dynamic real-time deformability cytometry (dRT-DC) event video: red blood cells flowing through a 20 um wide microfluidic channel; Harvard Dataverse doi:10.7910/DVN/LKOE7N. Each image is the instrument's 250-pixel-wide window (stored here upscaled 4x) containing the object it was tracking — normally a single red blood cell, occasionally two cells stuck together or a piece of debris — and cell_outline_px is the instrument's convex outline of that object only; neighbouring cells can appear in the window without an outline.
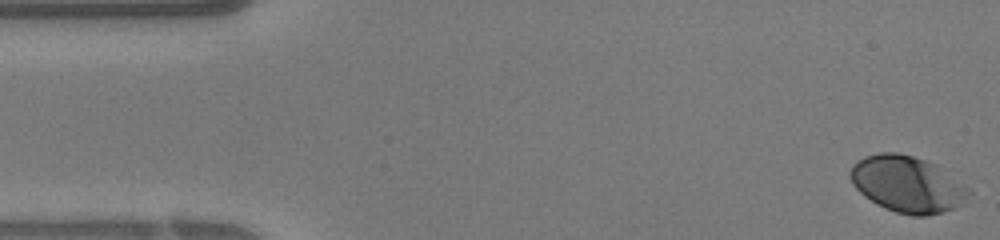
{"species": "human", "species_latin": "Homo sapiens", "temperature_condition": "warm", "stored_images_in_passage": 39, "camera_frame_rate_fps": 3000, "um_per_image_px": 0.085, "donor": {"sex": "female"}, "frame": {"image": 1, "passage_image": 1, "time_ms": 0.0, "image_size_px": [1000, 240], "cell_outline_px": [[972, 192], [956, 208], [944, 212], [928, 216], [912, 216], [896, 212], [884, 208], [876, 204], [864, 196], [852, 184], [852, 164], [856, 160], [864, 156], [880, 152], [896, 152], [912, 156], [936, 164], [968, 188]], "centroid_in_image_um": [77.12, 15.67], "position_along_channel_um": 7.9, "area_um2": 38.78}}
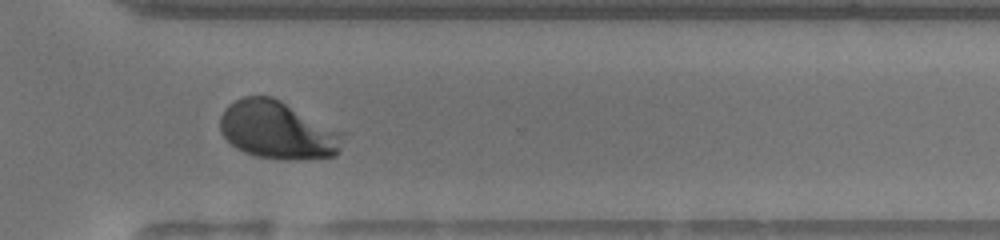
{"frame": {"image": 2, "passage_image": 28, "time_ms": 9.0, "image_size_px": [1000, 240], "cell_outline_px": [[340, 148], [336, 156], [304, 160], [280, 160], [256, 156], [244, 152], [236, 148], [220, 132], [220, 116], [228, 104], [244, 96], [272, 96], [280, 100], [340, 132]], "centroid_in_image_um": [23.53, 11.08], "position_along_channel_um": 347.1, "area_um2": 40.98}}
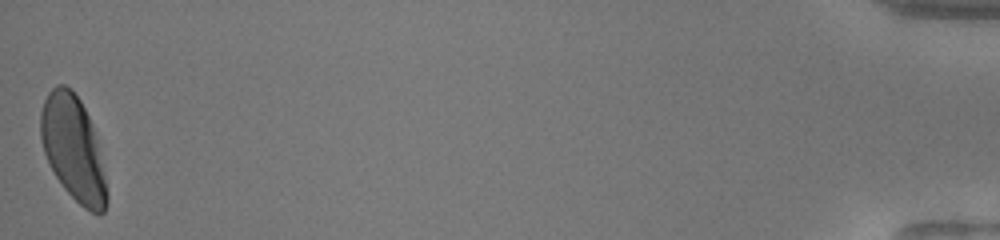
{"frame": {"image": 3, "passage_image": 39, "time_ms": 12.667, "image_size_px": [1000, 240], "cell_outline_px": [[108, 200], [104, 212], [100, 216], [84, 208], [64, 188], [56, 176], [44, 152], [40, 136], [40, 112], [44, 100], [48, 92], [56, 84], [64, 84], [72, 88], [80, 100], [92, 124], [96, 140], [108, 192]], "centroid_in_image_um": [6.21, 12.6], "position_along_channel_um": 429.0, "area_um2": 40.06}}